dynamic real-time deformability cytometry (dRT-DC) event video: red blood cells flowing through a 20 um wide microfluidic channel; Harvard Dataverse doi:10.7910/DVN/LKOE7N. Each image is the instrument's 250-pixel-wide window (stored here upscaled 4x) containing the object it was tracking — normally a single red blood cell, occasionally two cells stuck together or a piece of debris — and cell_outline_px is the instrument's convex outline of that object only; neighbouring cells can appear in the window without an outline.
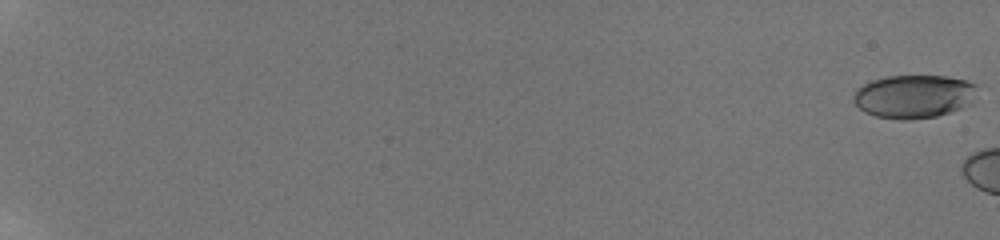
{"species": "human", "species_latin": "Homo sapiens", "temperature_condition": "room temperature", "stored_images_in_passage": 11, "camera_frame_rate_fps": 3000, "um_per_image_px": 0.085, "donor": {"sex": "male"}, "frame": {"image": 1, "passage_image": 1, "time_ms": 0.0, "image_size_px": [1000, 240], "cell_outline_px": [[976, 84], [972, 104], [936, 116], [908, 120], [900, 120], [876, 116], [864, 112], [852, 100], [852, 96], [856, 88], [872, 80], [884, 76], [948, 76], [968, 80]], "centroid_in_image_um": [77.65, 8.19], "position_along_channel_um": 7.3, "area_um2": 31.39}}